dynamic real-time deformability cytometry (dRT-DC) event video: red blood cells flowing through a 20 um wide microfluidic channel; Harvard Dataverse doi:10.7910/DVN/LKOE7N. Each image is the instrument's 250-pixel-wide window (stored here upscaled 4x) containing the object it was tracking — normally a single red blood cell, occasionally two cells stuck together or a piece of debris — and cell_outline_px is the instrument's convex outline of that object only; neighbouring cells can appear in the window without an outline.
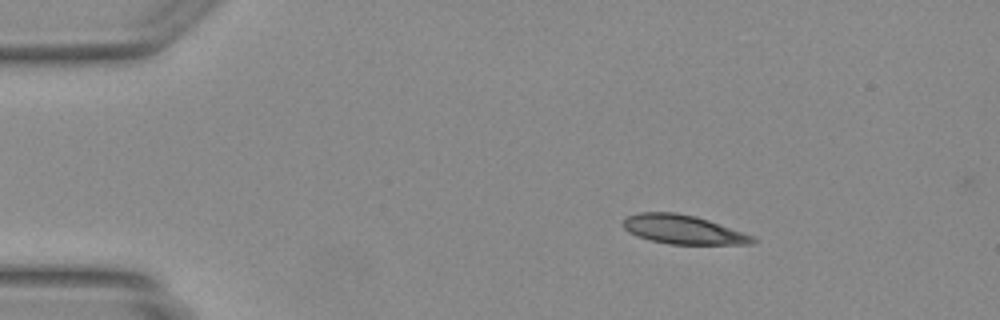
{"species": "Egyptian fruit bat (a non-hibernating species)", "species_latin": "Rousettus aegyptiacus", "temperature_condition": "warm", "stored_images_in_passage": 8, "camera_frame_rate_fps": 3000, "um_per_image_px": 0.085, "animal": {"sex": "female"}, "frame": {"image": 1, "passage_image": 1, "time_ms": 0.0, "image_size_px": [1000, 320], "cell_outline_px": [[756, 240], [752, 244], [668, 244], [636, 236], [628, 232], [624, 228], [624, 220], [628, 216], [640, 212], [676, 212], [696, 216], [756, 236]], "centroid_in_image_um": [58.09, 19.51], "position_along_channel_um": 26.9, "area_um2": 21.85}}